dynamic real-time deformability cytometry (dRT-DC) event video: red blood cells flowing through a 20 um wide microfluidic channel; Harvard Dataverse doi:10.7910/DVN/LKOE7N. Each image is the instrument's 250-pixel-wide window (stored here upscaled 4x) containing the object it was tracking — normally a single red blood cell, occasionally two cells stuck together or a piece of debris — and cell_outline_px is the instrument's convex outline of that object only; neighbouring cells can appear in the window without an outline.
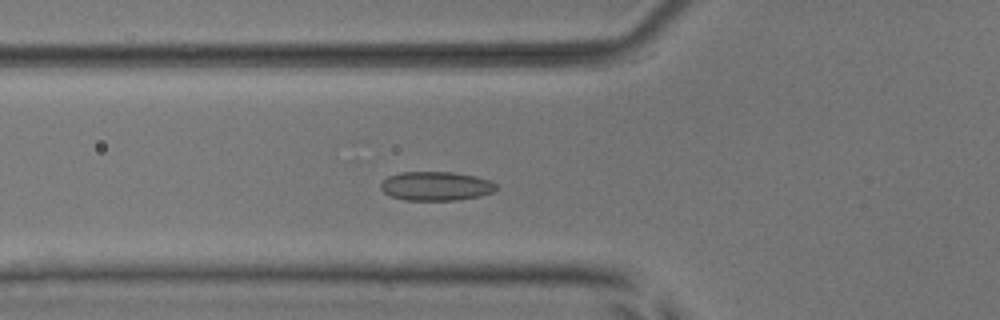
{"species": "common noctule bat (a hibernating species)", "species_latin": "Nyctalus noctula", "temperature_condition": "room temperature", "stored_images_in_passage": 51, "camera_frame_rate_fps": 3000, "um_per_image_px": 0.085, "animal": {"sex": "male", "body_mass_g": 17.9, "forearm_length_mm": 54.2}, "frame": {"image": 1, "passage_image": 17, "time_ms": 5.333, "image_size_px": [1000, 320], "cell_outline_px": [[496, 188], [492, 192], [480, 196], [456, 200], [404, 200], [392, 196], [384, 192], [380, 188], [380, 184], [388, 176], [400, 172], [452, 172], [476, 176], [492, 180], [496, 184]], "centroid_in_image_um": [37.06, 15.81], "position_along_channel_um": 88.7, "area_um2": 19.54}}
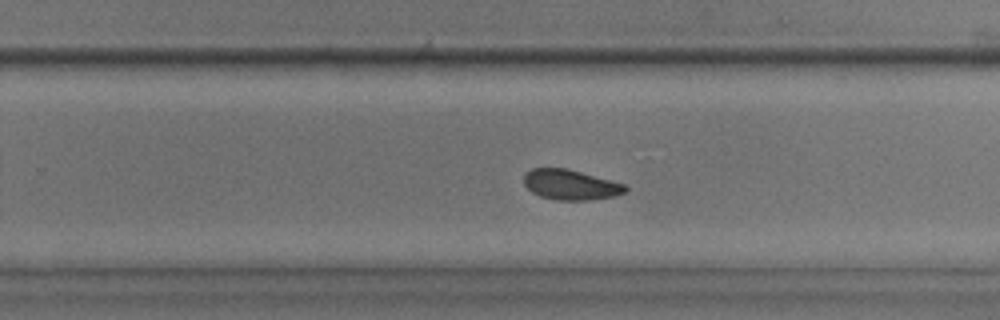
{"frame": {"image": 2, "passage_image": 32, "time_ms": 10.333, "image_size_px": [1000, 320], "cell_outline_px": [[628, 188], [624, 192], [612, 196], [588, 200], [556, 200], [540, 196], [532, 192], [524, 184], [524, 176], [532, 168], [564, 168], [580, 172], [624, 184]], "centroid_in_image_um": [48.46, 15.71], "position_along_channel_um": 281.3, "area_um2": 17.46}}
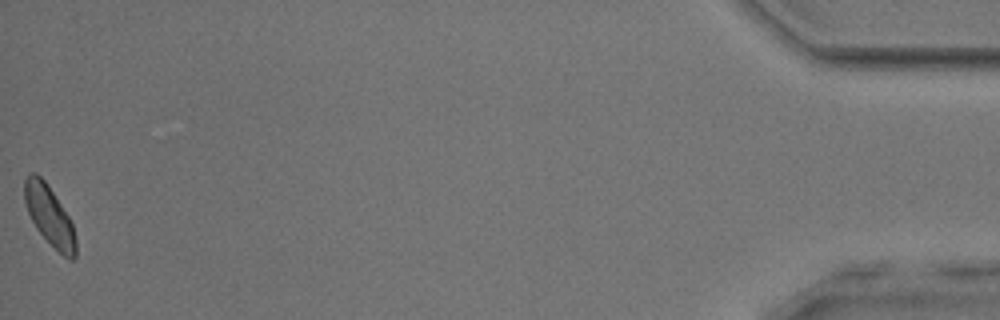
{"frame": {"image": 3, "passage_image": 51, "time_ms": 16.667, "image_size_px": [1000, 320], "cell_outline_px": [[76, 256], [72, 260], [68, 260], [36, 228], [28, 212], [24, 200], [24, 180], [28, 172], [36, 172], [44, 180], [68, 216], [72, 224], [76, 240]], "centroid_in_image_um": [4.18, 18.31], "position_along_channel_um": 431.0, "area_um2": 17.46}, "authors_computed_cell_mechanics": {"area_um2": 18.5538, "velocity_mm_per_s": 3.8585, "shape_relaxation_time_tau1_ms": 3.7592, "shape_relaxation_time_tau2_ms": 2.8253, "deformation_change_tau1": 0.0633, "deformation_change_tau2": 0.0647}}